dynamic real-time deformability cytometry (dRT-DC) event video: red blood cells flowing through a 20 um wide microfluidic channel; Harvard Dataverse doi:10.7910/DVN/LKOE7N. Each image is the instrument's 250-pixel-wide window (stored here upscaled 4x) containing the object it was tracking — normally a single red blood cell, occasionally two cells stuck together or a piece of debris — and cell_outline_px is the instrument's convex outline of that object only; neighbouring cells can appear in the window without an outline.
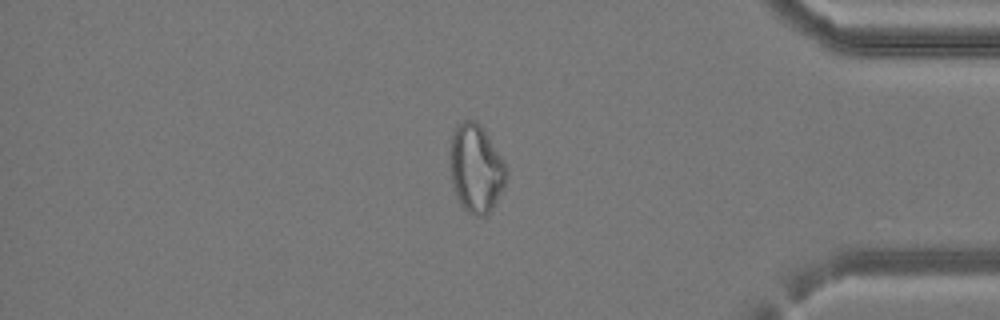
{"species": "common noctule bat (a hibernating species)", "species_latin": "Nyctalus noctula", "temperature_condition": "cold", "stored_images_in_passage": 40, "camera_frame_rate_fps": 3000, "um_per_image_px": 0.085, "animal": {"sex": "female", "body_mass_g": 24.6, "forearm_length_mm": 56.2}, "frame": {"image": 1, "passage_image": 34, "time_ms": 11.0, "image_size_px": [1000, 320], "cell_outline_px": [[508, 172], [504, 184], [496, 200], [488, 212], [484, 216], [476, 216], [468, 212], [460, 204], [456, 196], [452, 184], [452, 136], [456, 128], [464, 120], [476, 120], [484, 128], [504, 164]], "centroid_in_image_um": [40.47, 14.32], "position_along_channel_um": 394.7, "area_um2": 27.98}}